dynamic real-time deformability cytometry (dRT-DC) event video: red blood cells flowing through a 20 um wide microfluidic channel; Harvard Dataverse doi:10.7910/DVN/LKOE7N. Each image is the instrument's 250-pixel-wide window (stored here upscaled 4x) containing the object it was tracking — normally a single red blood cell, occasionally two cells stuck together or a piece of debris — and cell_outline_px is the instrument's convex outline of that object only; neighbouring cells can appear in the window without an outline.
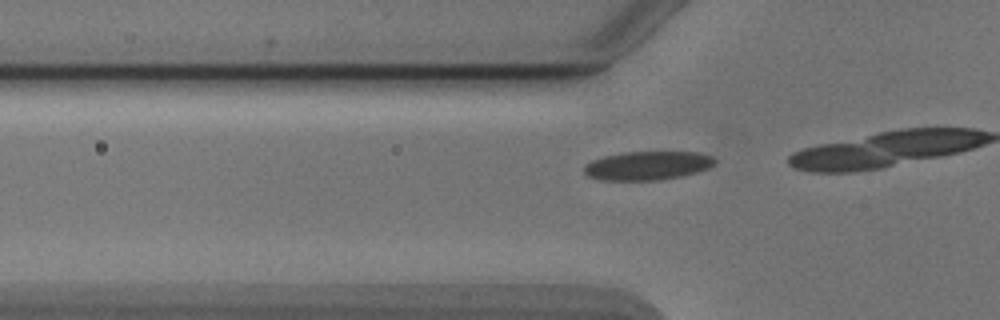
{"species": "Egyptian fruit bat (a non-hibernating species)", "species_latin": "Rousettus aegyptiacus", "temperature_condition": "cold", "stored_images_in_passage": 8, "camera_frame_rate_fps": 3000, "um_per_image_px": 0.085, "animal": {"sex": "male"}, "frame": {"image": 1, "passage_image": 5, "time_ms": 1.333, "image_size_px": [1000, 320], "cell_outline_px": [[716, 160], [708, 168], [696, 172], [680, 176], [660, 180], [600, 180], [588, 176], [584, 172], [584, 164], [592, 160], [604, 156], [624, 152], [700, 152], [712, 156]], "centroid_in_image_um": [55.01, 14.07], "position_along_channel_um": 70.8, "area_um2": 21.85}}